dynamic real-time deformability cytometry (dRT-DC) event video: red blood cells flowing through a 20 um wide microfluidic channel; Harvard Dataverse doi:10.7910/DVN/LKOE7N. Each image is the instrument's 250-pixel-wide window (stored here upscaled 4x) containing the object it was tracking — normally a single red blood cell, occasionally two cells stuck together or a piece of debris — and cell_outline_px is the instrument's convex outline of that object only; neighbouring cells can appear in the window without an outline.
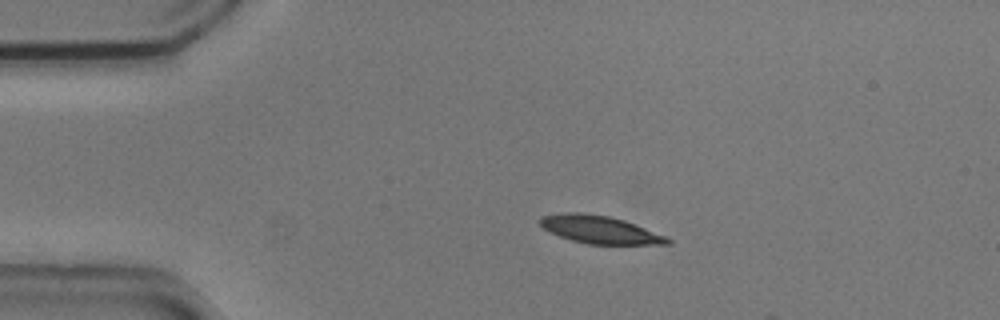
{"species": "common noctule bat (a hibernating species)", "species_latin": "Nyctalus noctula", "temperature_condition": "cold", "stored_images_in_passage": 5, "camera_frame_rate_fps": 3000, "um_per_image_px": 0.085, "animal": {"sex": "male", "body_mass_g": 20.5, "forearm_length_mm": 52.5}, "frame": {"image": 1, "passage_image": 1, "time_ms": 0.0, "image_size_px": [1000, 320], "cell_outline_px": [[672, 244], [588, 244], [572, 240], [560, 236], [544, 228], [536, 220], [540, 216], [564, 212], [580, 212], [608, 216], [624, 220], [664, 236], [672, 240]], "centroid_in_image_um": [50.93, 19.51], "position_along_channel_um": 34.1, "area_um2": 20.4}}